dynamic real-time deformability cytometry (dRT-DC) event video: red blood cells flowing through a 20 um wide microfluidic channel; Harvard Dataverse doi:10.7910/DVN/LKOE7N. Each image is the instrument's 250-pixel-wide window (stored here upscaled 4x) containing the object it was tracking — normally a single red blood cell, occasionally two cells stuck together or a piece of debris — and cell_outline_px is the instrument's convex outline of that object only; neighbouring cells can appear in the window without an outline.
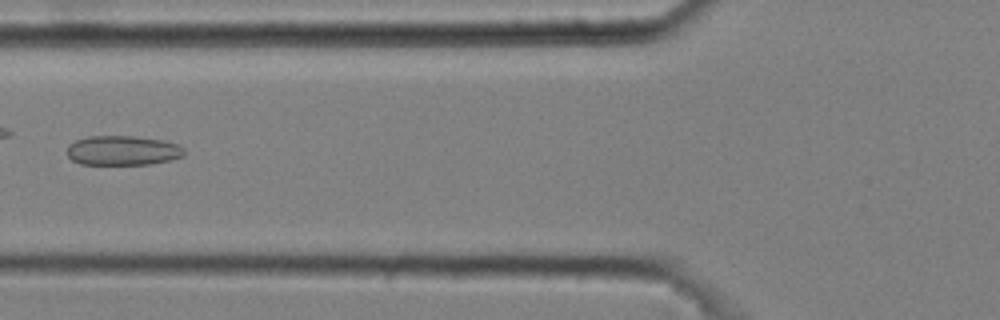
{"species": "common noctule bat (a hibernating species)", "species_latin": "Nyctalus noctula", "temperature_condition": "cold", "stored_images_in_passage": 4, "camera_frame_rate_fps": 3000, "um_per_image_px": 0.085, "animal": {"sex": "male", "body_mass_g": 20.4}, "frame": {"image": 1, "passage_image": 4, "time_ms": 1.0, "image_size_px": [1000, 320], "cell_outline_px": [[184, 156], [172, 160], [148, 164], [80, 164], [72, 160], [68, 156], [68, 144], [76, 140], [88, 136], [136, 136], [164, 140], [180, 144], [184, 148]], "centroid_in_image_um": [10.47, 12.78], "position_along_channel_um": 115.3, "area_um2": 20.4}}